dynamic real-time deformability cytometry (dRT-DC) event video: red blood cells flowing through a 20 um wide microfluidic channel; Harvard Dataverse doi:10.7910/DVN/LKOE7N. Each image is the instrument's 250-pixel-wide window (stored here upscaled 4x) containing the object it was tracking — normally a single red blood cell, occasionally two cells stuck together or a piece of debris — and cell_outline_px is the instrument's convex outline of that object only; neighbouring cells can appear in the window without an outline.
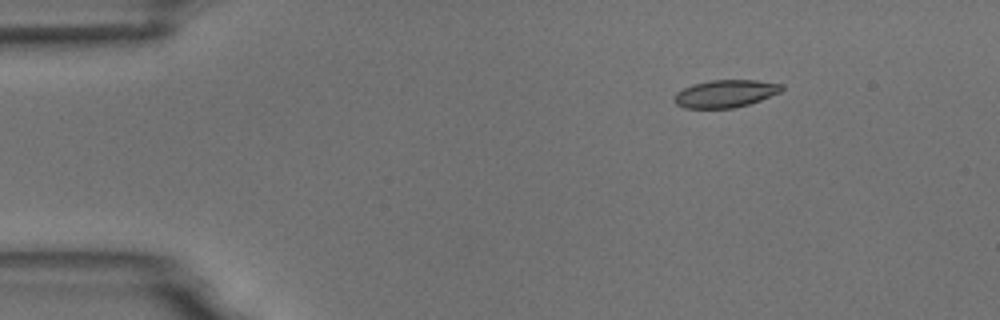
{"species": "common noctule bat (a hibernating species)", "species_latin": "Nyctalus noctula", "temperature_condition": "room temperature", "stored_images_in_passage": 4, "camera_frame_rate_fps": 3000, "um_per_image_px": 0.085, "animal": {"sex": "male", "body_mass_g": 18.8}, "frame": {"image": 1, "passage_image": 1, "time_ms": 0.0, "image_size_px": [1000, 320], "cell_outline_px": [[784, 88], [780, 92], [760, 100], [748, 104], [732, 108], [684, 108], [676, 104], [672, 100], [672, 96], [676, 92], [684, 88], [696, 84], [712, 80], [756, 80], [784, 84]], "centroid_in_image_um": [61.64, 7.96], "position_along_channel_um": 23.4, "area_um2": 17.22}}
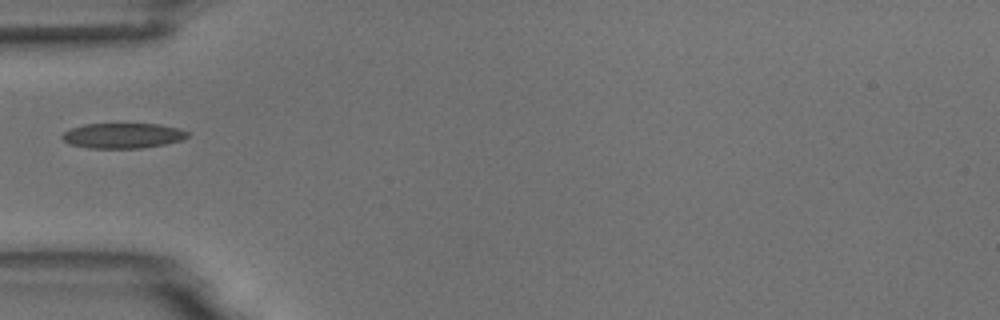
{"frame": {"image": 2, "passage_image": 4, "time_ms": 3.333, "image_size_px": [1000, 320], "cell_outline_px": [[188, 136], [180, 140], [164, 144], [140, 148], [88, 148], [68, 144], [60, 136], [64, 132], [72, 128], [84, 124], [160, 124], [180, 128], [188, 132]], "centroid_in_image_um": [10.42, 11.53], "position_along_channel_um": 74.6, "area_um2": 18.38}}